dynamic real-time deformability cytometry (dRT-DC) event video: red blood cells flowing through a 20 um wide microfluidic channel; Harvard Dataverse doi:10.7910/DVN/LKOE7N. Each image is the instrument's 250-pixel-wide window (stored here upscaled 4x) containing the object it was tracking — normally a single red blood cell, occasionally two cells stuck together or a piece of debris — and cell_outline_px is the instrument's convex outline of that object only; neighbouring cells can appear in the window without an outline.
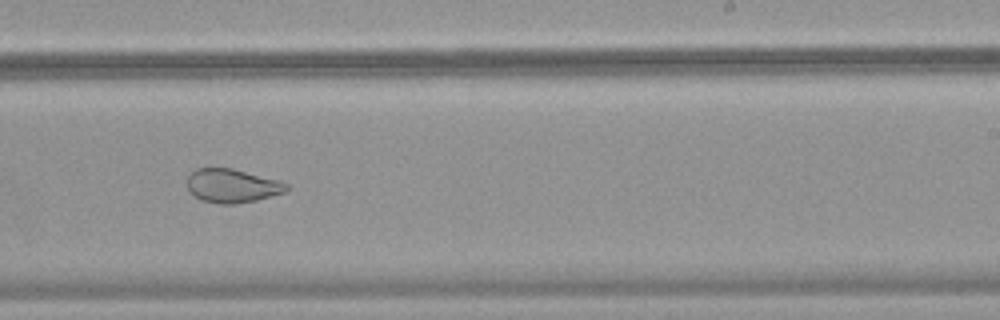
{"species": "common noctule bat (a hibernating species)", "species_latin": "Nyctalus noctula", "temperature_condition": "warm", "stored_images_in_passage": 33, "camera_frame_rate_fps": 3000, "um_per_image_px": 0.085, "animal": {"sex": "female", "body_mass_g": 18.4}, "frame": {"image": 1, "passage_image": 15, "time_ms": 4.667, "image_size_px": [1000, 320], "cell_outline_px": [[288, 188], [284, 192], [256, 200], [232, 204], [220, 204], [200, 200], [188, 192], [188, 176], [196, 168], [232, 168], [276, 180], [288, 184]], "centroid_in_image_um": [19.68, 15.8], "position_along_channel_um": 269.3, "area_um2": 19.31}}
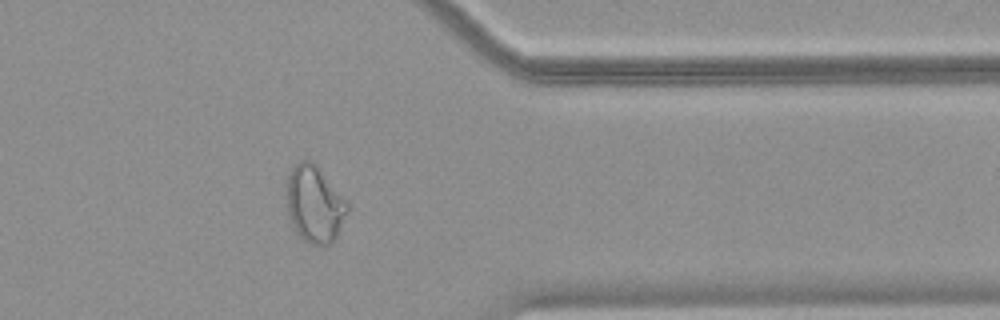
{"frame": {"image": 2, "passage_image": 24, "time_ms": 7.667, "image_size_px": [1000, 320], "cell_outline_px": [[348, 208], [336, 240], [332, 244], [324, 248], [320, 248], [304, 240], [296, 232], [288, 216], [288, 176], [292, 168], [300, 160], [312, 160], [316, 164], [348, 200]], "centroid_in_image_um": [26.78, 17.39], "position_along_channel_um": 384.6, "area_um2": 27.51}}